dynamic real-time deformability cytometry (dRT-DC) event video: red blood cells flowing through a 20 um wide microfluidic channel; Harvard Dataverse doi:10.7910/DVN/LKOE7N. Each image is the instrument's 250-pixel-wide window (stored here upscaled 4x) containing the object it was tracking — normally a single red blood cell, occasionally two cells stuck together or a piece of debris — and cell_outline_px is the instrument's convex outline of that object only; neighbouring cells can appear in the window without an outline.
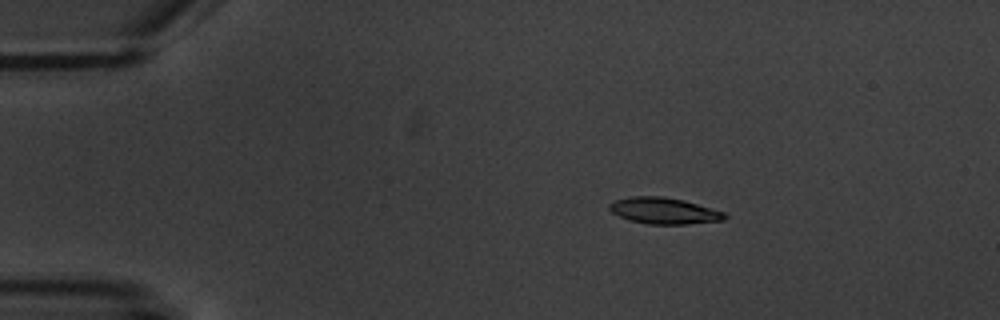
{"species": "common noctule bat (a hibernating species)", "species_latin": "Nyctalus noctula", "temperature_condition": "warm", "stored_images_in_passage": 5, "camera_frame_rate_fps": 3000, "um_per_image_px": 0.085, "animal": {"sex": "male", "body_mass_g": 20.1, "forearm_length_mm": 53.5}, "frame": {"image": 1, "passage_image": 3, "time_ms": 2.333, "image_size_px": [1000, 320], "cell_outline_px": [[728, 216], [724, 220], [688, 224], [648, 224], [628, 220], [612, 212], [608, 208], [608, 204], [616, 200], [632, 196], [664, 196], [684, 200], [724, 212]], "centroid_in_image_um": [56.43, 17.91], "position_along_channel_um": 28.6, "area_um2": 17.69}}
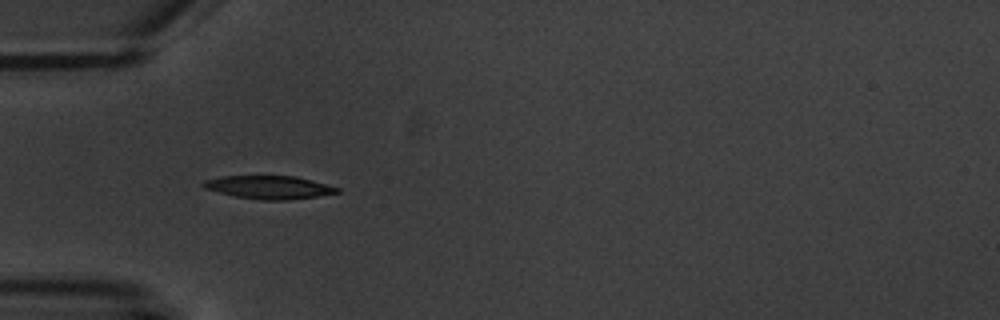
{"frame": {"image": 2, "passage_image": 5, "time_ms": 5.0, "image_size_px": [1000, 320], "cell_outline_px": [[340, 192], [316, 196], [288, 200], [260, 200], [236, 196], [204, 188], [200, 184], [204, 180], [220, 176], [296, 176], [312, 180], [340, 188]], "centroid_in_image_um": [22.86, 15.91], "position_along_channel_um": 62.1, "area_um2": 17.98}}